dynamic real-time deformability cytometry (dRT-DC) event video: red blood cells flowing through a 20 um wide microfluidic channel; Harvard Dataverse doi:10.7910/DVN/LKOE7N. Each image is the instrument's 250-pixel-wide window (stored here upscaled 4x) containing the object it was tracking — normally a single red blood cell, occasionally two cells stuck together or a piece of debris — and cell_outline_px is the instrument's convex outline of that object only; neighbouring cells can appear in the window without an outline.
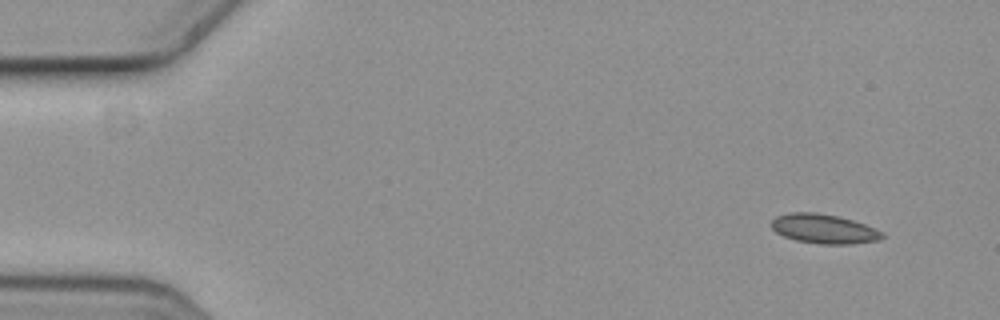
{"species": "common noctule bat (a hibernating species)", "species_latin": "Nyctalus noctula", "temperature_condition": "cold", "stored_images_in_passage": 2, "camera_frame_rate_fps": 3000, "um_per_image_px": 0.085, "animal": {"sex": "female", "body_mass_g": 19.3, "forearm_length_mm": 54.1}, "frame": {"image": 1, "passage_image": 1, "time_ms": 0.0, "image_size_px": [1000, 320], "cell_outline_px": [[884, 236], [880, 240], [852, 244], [820, 244], [796, 240], [784, 236], [776, 232], [768, 224], [776, 216], [788, 212], [816, 212], [836, 216], [852, 220], [864, 224], [884, 232]], "centroid_in_image_um": [70.01, 19.45], "position_along_channel_um": 15.0, "area_um2": 19.07}}